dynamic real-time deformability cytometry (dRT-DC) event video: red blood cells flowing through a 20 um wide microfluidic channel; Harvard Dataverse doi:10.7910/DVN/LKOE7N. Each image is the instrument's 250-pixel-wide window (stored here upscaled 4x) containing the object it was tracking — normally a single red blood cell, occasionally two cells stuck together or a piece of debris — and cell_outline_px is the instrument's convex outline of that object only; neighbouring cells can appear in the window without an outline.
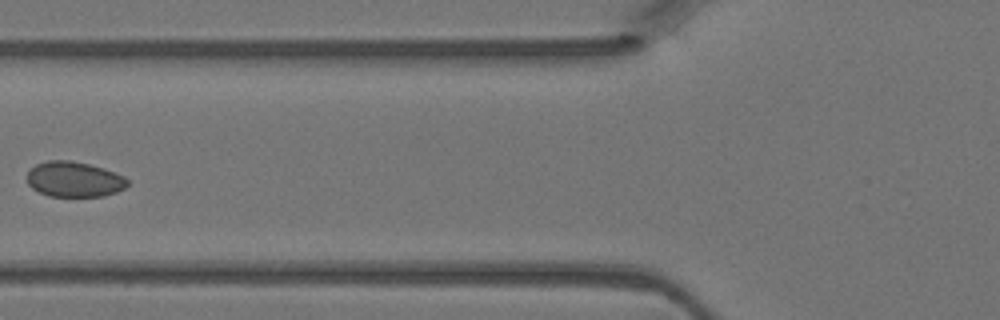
{"species": "Egyptian fruit bat (a non-hibernating species)", "species_latin": "Rousettus aegyptiacus", "temperature_condition": "warm", "stored_images_in_passage": 6, "camera_frame_rate_fps": 3000, "um_per_image_px": 0.085, "animal": {"sex": "female"}, "frame": {"image": 1, "passage_image": 6, "time_ms": 1.667, "image_size_px": [1000, 320], "cell_outline_px": [[128, 184], [124, 188], [116, 192], [104, 196], [48, 196], [32, 188], [28, 184], [28, 172], [36, 164], [48, 160], [72, 160], [88, 164], [124, 176], [128, 180]], "centroid_in_image_um": [6.29, 15.24], "position_along_channel_um": 119.5, "area_um2": 20.46}}